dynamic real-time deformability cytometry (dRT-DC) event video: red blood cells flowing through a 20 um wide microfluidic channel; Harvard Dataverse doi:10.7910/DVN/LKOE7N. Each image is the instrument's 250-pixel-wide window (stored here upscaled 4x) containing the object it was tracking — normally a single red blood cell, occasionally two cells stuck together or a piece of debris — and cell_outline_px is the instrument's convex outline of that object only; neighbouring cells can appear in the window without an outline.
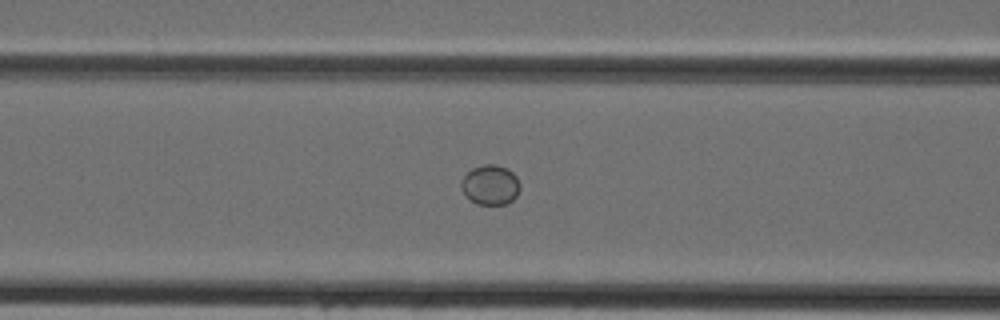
{"species": "Egyptian fruit bat (a non-hibernating species)", "species_latin": "Rousettus aegyptiacus", "temperature_condition": "cold", "stored_images_in_passage": 32, "camera_frame_rate_fps": 3000, "um_per_image_px": 0.085, "animal": {"sex": "female"}, "frame": {"image": 1, "passage_image": 5, "time_ms": 1.333, "image_size_px": [1000, 320], "cell_outline_px": [[520, 188], [516, 196], [508, 204], [476, 204], [460, 188], [460, 184], [464, 176], [472, 168], [484, 164], [496, 164], [508, 168], [516, 176], [520, 184]], "centroid_in_image_um": [41.7, 15.7], "position_along_channel_um": 124.9, "area_um2": 13.64}}
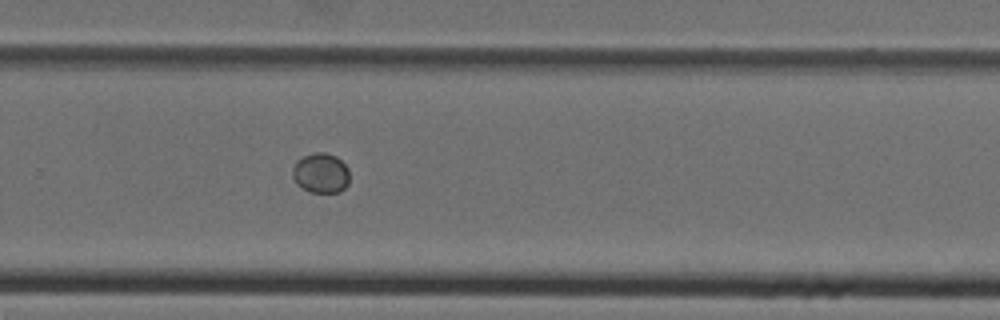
{"frame": {"image": 2, "passage_image": 17, "time_ms": 5.333, "image_size_px": [1000, 320], "cell_outline_px": [[348, 184], [340, 192], [308, 192], [296, 184], [292, 176], [292, 168], [296, 160], [304, 156], [316, 152], [324, 152], [336, 156], [348, 168]], "centroid_in_image_um": [27.24, 14.71], "position_along_channel_um": 302.6, "area_um2": 13.35}}
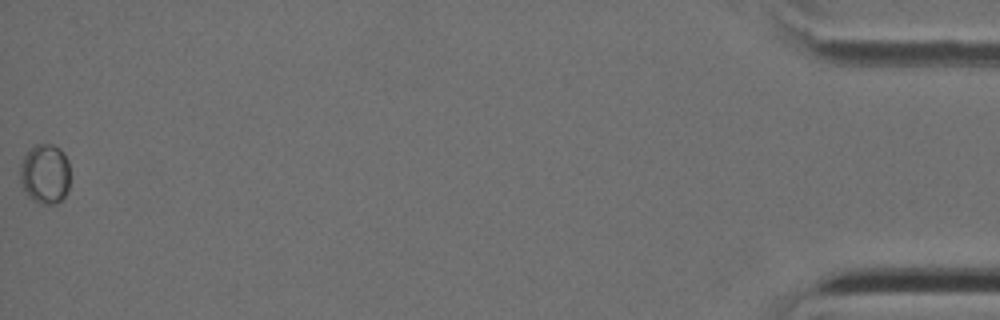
{"frame": {"image": 3, "passage_image": 32, "time_ms": 10.333, "image_size_px": [1000, 320], "cell_outline_px": [[68, 188], [64, 196], [56, 204], [40, 204], [32, 200], [24, 192], [20, 180], [20, 164], [24, 156], [36, 144], [52, 144], [60, 148], [64, 152], [68, 160]], "centroid_in_image_um": [3.81, 14.79], "position_along_channel_um": 431.4, "area_um2": 17.51}}